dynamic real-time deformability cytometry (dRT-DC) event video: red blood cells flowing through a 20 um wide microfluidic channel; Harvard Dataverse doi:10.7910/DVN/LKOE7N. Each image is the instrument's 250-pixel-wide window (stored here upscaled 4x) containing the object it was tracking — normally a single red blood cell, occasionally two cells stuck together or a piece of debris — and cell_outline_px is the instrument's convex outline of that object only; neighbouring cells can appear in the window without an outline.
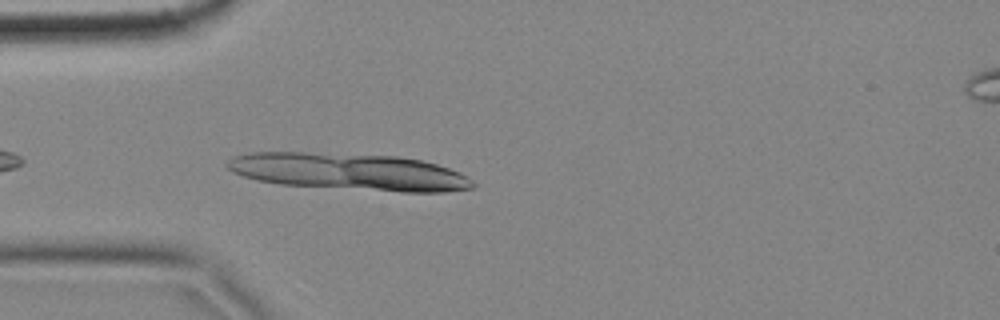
{"species": "common noctule bat (a hibernating species)", "species_latin": "Nyctalus noctula", "temperature_condition": "cold", "stored_images_in_passage": 5, "segment_of_instrument_passage": [1, 2], "camera_frame_rate_fps": 3000, "um_per_image_px": 0.085, "animal": {"sex": "female", "body_mass_g": 18.4}, "frame": {"image": 1, "passage_image": 4, "time_ms": 1.0, "image_size_px": [1000, 320], "cell_outline_px": [[476, 188], [444, 192], [400, 192], [280, 184], [256, 180], [232, 172], [224, 164], [232, 156], [252, 152], [304, 152], [396, 156], [420, 160], [436, 164], [460, 172], [468, 176], [476, 184]], "centroid_in_image_um": [29.68, 14.6], "position_along_channel_um": 55.3, "area_um2": 53.06}}